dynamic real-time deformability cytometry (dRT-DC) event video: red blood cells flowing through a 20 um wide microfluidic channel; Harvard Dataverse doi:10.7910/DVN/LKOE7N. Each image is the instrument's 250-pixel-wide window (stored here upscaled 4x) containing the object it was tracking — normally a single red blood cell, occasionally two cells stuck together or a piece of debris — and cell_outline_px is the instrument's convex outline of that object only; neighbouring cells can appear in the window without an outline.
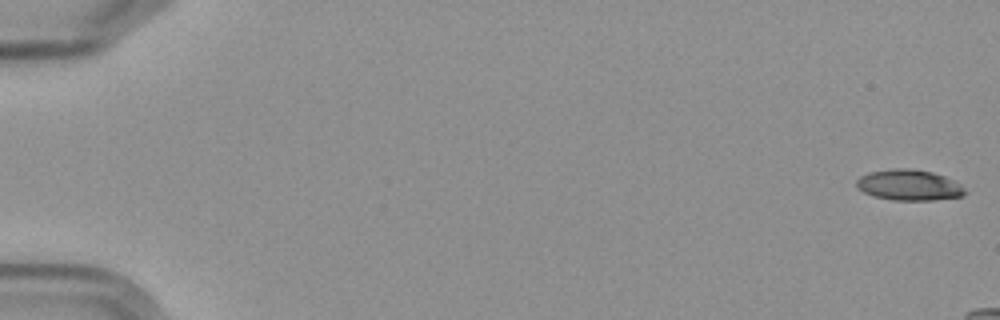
{"species": "Egyptian fruit bat (a non-hibernating species)", "species_latin": "Rousettus aegyptiacus", "temperature_condition": "cold", "stored_images_in_passage": 4, "camera_frame_rate_fps": 3000, "um_per_image_px": 0.085, "frame": {"image": 1, "passage_image": 1, "time_ms": 0.0, "image_size_px": [1000, 320], "cell_outline_px": [[968, 192], [964, 196], [932, 200], [892, 200], [876, 196], [864, 192], [856, 188], [856, 180], [860, 176], [868, 172], [896, 168], [904, 168], [932, 172], [944, 176], [960, 184]], "centroid_in_image_um": [77.27, 15.73], "position_along_channel_um": 7.7, "area_um2": 19.42}}